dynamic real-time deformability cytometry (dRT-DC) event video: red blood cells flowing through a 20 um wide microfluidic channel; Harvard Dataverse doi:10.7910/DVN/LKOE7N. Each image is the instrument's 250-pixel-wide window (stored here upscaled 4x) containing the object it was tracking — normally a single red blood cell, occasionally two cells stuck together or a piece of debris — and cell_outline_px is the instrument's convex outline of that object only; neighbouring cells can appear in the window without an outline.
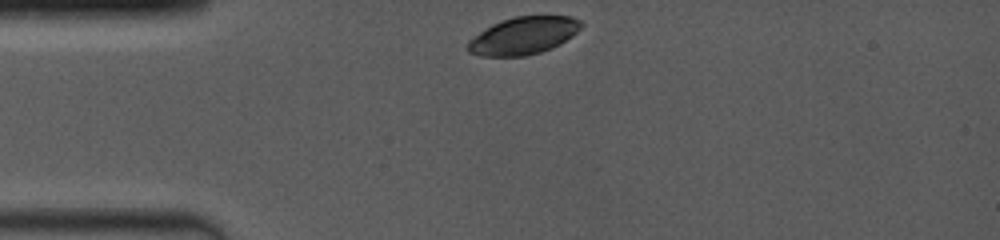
{"species": "common noctule bat (a hibernating species)", "species_latin": "Nyctalus noctula", "temperature_condition": "room temperature", "stored_images_in_passage": 7, "camera_frame_rate_fps": 4000, "um_per_image_px": 0.085, "animal": {"sex": "female", "body_mass_g": 19.0, "forearm_length_mm": 53.3}, "frame": {"image": 1, "passage_image": 1, "time_ms": 0.0, "image_size_px": [1000, 240], "cell_outline_px": [[584, 24], [576, 32], [560, 44], [552, 48], [540, 52], [524, 56], [480, 56], [468, 52], [468, 40], [492, 24], [500, 20], [516, 16], [572, 16], [580, 20]], "centroid_in_image_um": [44.49, 3.03], "position_along_channel_um": 40.5, "area_um2": 24.68}}
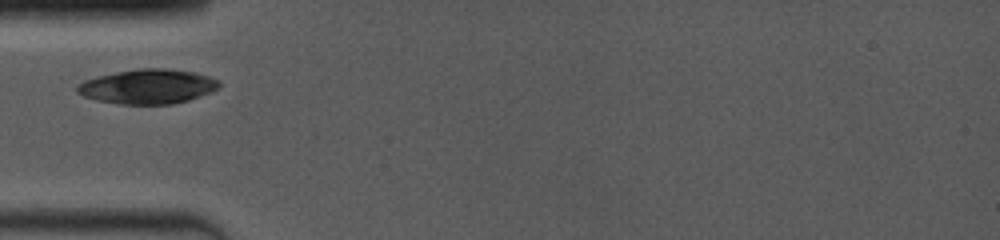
{"frame": {"image": 2, "passage_image": 6, "time_ms": 1.5, "image_size_px": [1000, 240], "cell_outline_px": [[220, 88], [212, 92], [188, 100], [172, 104], [120, 104], [96, 100], [84, 96], [76, 92], [76, 84], [84, 80], [96, 76], [136, 68], [164, 68], [196, 72], [220, 80]], "centroid_in_image_um": [12.56, 7.34], "position_along_channel_um": 72.4, "area_um2": 28.9}}